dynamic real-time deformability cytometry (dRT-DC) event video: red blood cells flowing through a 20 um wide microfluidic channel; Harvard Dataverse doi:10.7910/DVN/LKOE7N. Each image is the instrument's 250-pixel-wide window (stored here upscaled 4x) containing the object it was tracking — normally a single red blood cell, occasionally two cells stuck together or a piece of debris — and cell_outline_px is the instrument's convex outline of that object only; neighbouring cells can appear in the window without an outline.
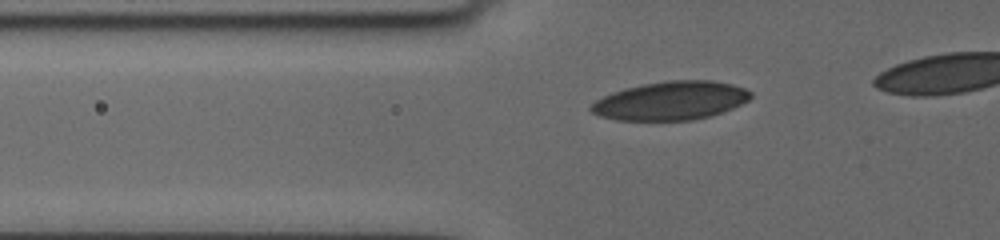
{"species": "human", "species_latin": "Homo sapiens", "temperature_condition": "cold", "stored_images_in_passage": 5, "camera_frame_rate_fps": 3000, "um_per_image_px": 0.085, "donor": {"sex": "female"}, "frame": {"image": 1, "passage_image": 2, "time_ms": 0.333, "image_size_px": [1000, 240], "cell_outline_px": [[752, 96], [748, 100], [732, 108], [708, 116], [692, 120], [616, 120], [600, 116], [592, 112], [588, 108], [596, 100], [604, 96], [624, 88], [644, 84], [668, 80], [712, 80], [732, 84], [744, 88], [752, 92]], "centroid_in_image_um": [57.01, 8.55], "position_along_channel_um": 68.8, "area_um2": 35.66}}